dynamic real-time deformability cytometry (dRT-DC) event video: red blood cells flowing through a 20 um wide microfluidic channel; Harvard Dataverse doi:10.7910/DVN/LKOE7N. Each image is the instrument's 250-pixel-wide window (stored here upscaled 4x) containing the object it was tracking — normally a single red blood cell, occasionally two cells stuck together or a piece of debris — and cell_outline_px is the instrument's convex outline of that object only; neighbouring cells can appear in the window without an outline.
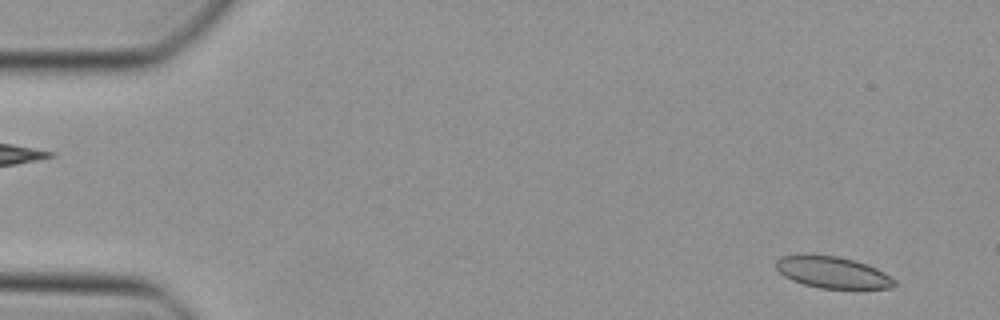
{"species": "Egyptian fruit bat (a non-hibernating species)", "species_latin": "Rousettus aegyptiacus", "temperature_condition": "cold", "stored_images_in_passage": 14, "camera_frame_rate_fps": 3000, "um_per_image_px": 0.085, "animal": {"sex": "female"}, "frame": {"image": 1, "passage_image": 3, "time_ms": 0.667, "image_size_px": [1000, 320], "cell_outline_px": [[896, 284], [892, 288], [820, 288], [804, 284], [792, 280], [784, 276], [776, 268], [776, 260], [780, 256], [804, 252], [812, 252], [836, 256], [868, 264], [884, 272], [896, 280]], "centroid_in_image_um": [70.71, 23.11], "position_along_channel_um": 14.3, "area_um2": 22.25}}
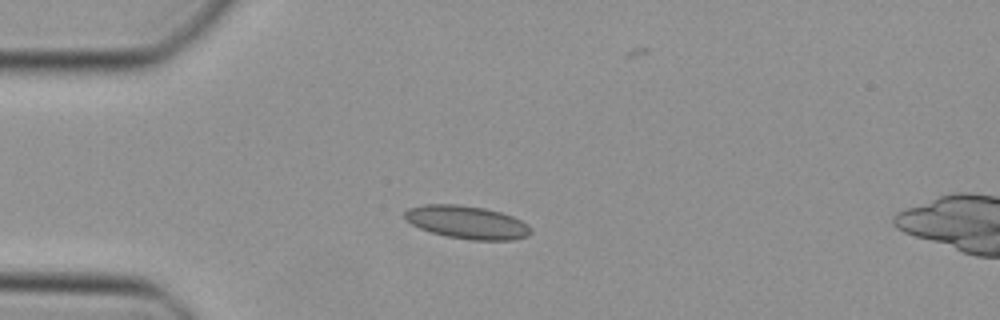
{"frame": {"image": 2, "passage_image": 12, "time_ms": 3.667, "image_size_px": [1000, 320], "cell_outline_px": [[532, 232], [528, 236], [512, 240], [472, 240], [448, 236], [432, 232], [420, 228], [404, 220], [404, 212], [408, 208], [424, 204], [456, 204], [484, 208], [500, 212], [512, 216], [528, 224], [532, 228]], "centroid_in_image_um": [39.69, 18.89], "position_along_channel_um": 45.3, "area_um2": 24.28}}